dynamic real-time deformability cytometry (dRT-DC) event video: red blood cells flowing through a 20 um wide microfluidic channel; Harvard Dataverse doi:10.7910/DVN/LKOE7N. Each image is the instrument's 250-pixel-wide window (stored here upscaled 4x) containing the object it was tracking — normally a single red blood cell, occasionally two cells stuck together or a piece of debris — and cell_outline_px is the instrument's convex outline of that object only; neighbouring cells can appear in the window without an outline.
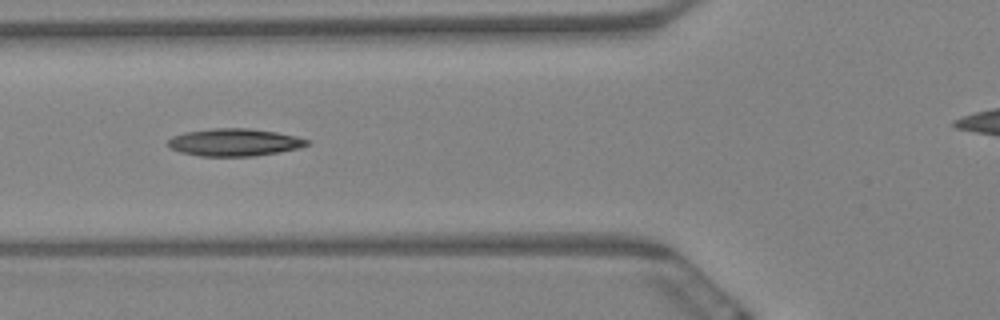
{"species": "Egyptian fruit bat (a non-hibernating species)", "species_latin": "Rousettus aegyptiacus", "temperature_condition": "warm", "stored_images_in_passage": 8, "camera_frame_rate_fps": 3000, "um_per_image_px": 0.085, "animal": {"sex": "female"}, "frame": {"image": 1, "passage_image": 7, "time_ms": 2.0, "image_size_px": [1000, 320], "cell_outline_px": [[312, 140], [308, 144], [300, 148], [280, 152], [252, 156], [200, 156], [180, 152], [168, 148], [168, 140], [172, 136], [184, 132], [212, 128], [248, 128], [276, 132], [296, 136]], "centroid_in_image_um": [19.92, 12.09], "position_along_channel_um": 105.9, "area_um2": 22.43}}
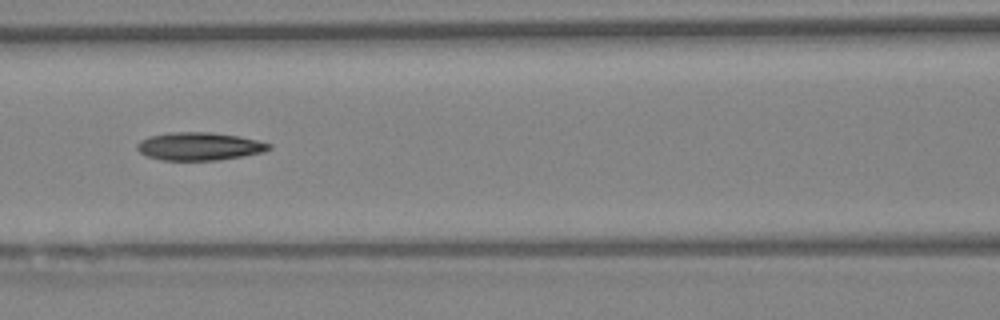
{"frame": {"image": 2, "passage_image": 8, "time_ms": 2.333, "image_size_px": [1000, 320], "cell_outline_px": [[272, 148], [264, 152], [244, 156], [216, 160], [160, 160], [148, 156], [140, 152], [136, 148], [136, 144], [140, 140], [148, 136], [172, 132], [212, 132], [240, 136], [272, 144]], "centroid_in_image_um": [16.95, 12.43], "position_along_channel_um": 149.7, "area_um2": 21.62}}